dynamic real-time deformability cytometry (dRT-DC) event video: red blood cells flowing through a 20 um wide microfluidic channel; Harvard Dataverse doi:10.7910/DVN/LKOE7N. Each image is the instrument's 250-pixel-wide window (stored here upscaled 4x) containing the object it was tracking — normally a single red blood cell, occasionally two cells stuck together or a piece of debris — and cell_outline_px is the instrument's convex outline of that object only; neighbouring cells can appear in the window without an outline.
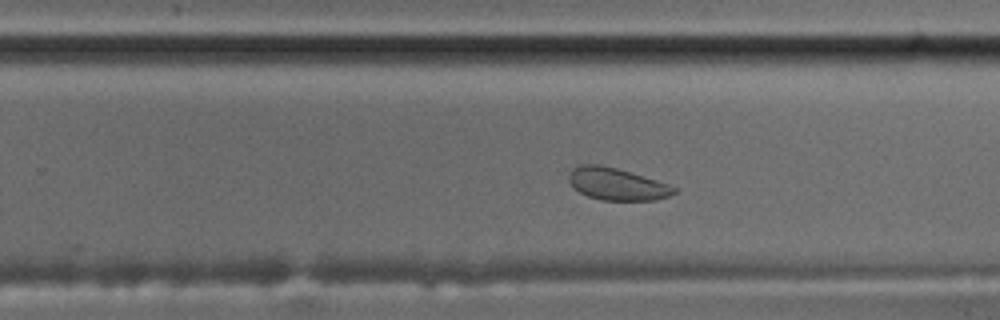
{"species": "common noctule bat (a hibernating species)", "species_latin": "Nyctalus noctula", "temperature_condition": "cold", "stored_images_in_passage": 52, "camera_frame_rate_fps": 3000, "um_per_image_px": 0.085, "animal": {"sex": "male", "body_mass_g": 17.5, "forearm_length_mm": 52.3}, "frame": {"image": 1, "passage_image": 31, "time_ms": 10.0, "image_size_px": [1000, 320], "cell_outline_px": [[680, 188], [676, 192], [668, 196], [656, 200], [600, 200], [588, 196], [572, 188], [568, 180], [568, 172], [572, 168], [580, 164], [600, 164], [616, 168], [656, 180]], "centroid_in_image_um": [52.4, 15.64], "position_along_channel_um": 277.4, "area_um2": 19.88}}
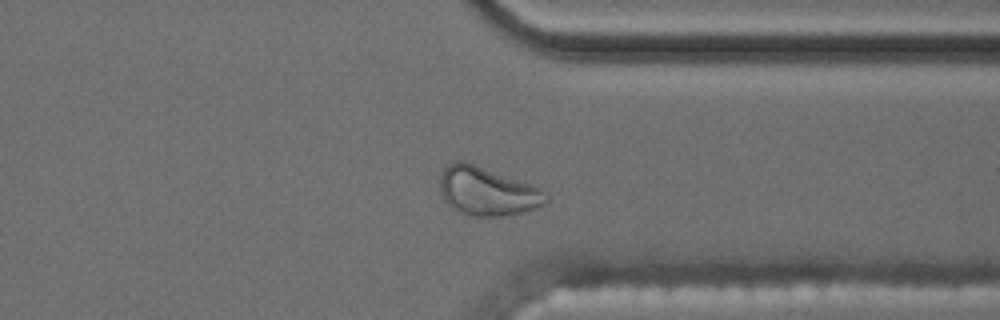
{"frame": {"image": 2, "passage_image": 39, "time_ms": 12.667, "image_size_px": [1000, 320], "cell_outline_px": [[548, 200], [544, 204], [520, 212], [500, 216], [472, 216], [460, 212], [452, 208], [444, 200], [440, 192], [440, 172], [448, 164], [456, 160], [460, 160], [544, 188], [548, 192]], "centroid_in_image_um": [41.41, 16.25], "position_along_channel_um": 370.0, "area_um2": 29.88}}